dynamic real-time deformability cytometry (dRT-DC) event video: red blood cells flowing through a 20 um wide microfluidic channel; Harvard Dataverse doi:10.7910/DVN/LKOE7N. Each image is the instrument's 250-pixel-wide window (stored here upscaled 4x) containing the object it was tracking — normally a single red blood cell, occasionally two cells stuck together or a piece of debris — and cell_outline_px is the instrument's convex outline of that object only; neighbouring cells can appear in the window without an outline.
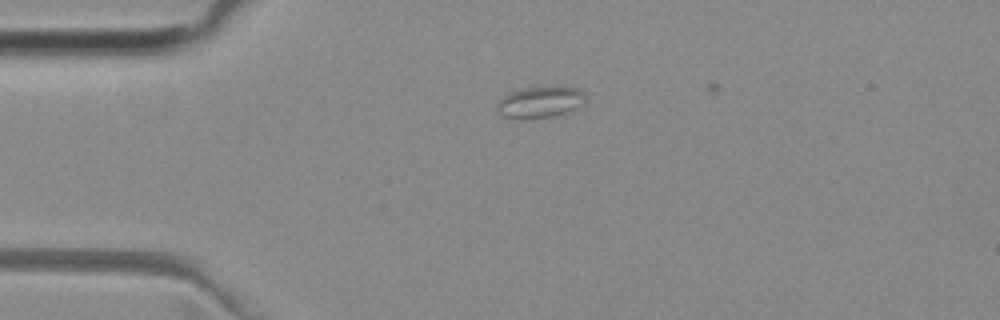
{"species": "common noctule bat (a hibernating species)", "species_latin": "Nyctalus noctula", "temperature_condition": "room temperature", "stored_images_in_passage": 46, "camera_frame_rate_fps": 3000, "um_per_image_px": 0.085, "animal": {"sex": "female", "body_mass_g": 29.2, "forearm_length_mm": 56.3}, "frame": {"image": 1, "passage_image": 6, "time_ms": 1.667, "image_size_px": [1000, 320], "cell_outline_px": [[584, 104], [576, 108], [552, 116], [504, 116], [500, 112], [496, 104], [508, 92], [520, 88], [576, 88], [584, 92]], "centroid_in_image_um": [45.92, 8.64], "position_along_channel_um": 39.1, "area_um2": 15.09}}
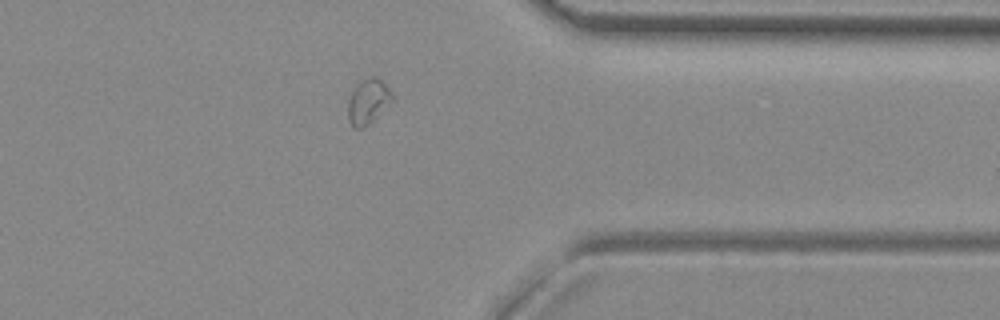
{"frame": {"image": 2, "passage_image": 35, "time_ms": 11.333, "image_size_px": [1000, 320], "cell_outline_px": [[392, 100], [364, 128], [352, 128], [348, 120], [348, 100], [356, 84], [360, 80], [368, 76], [372, 76], [380, 80], [388, 88], [392, 96]], "centroid_in_image_um": [31.22, 8.63], "position_along_channel_um": 380.2, "area_um2": 11.33}}
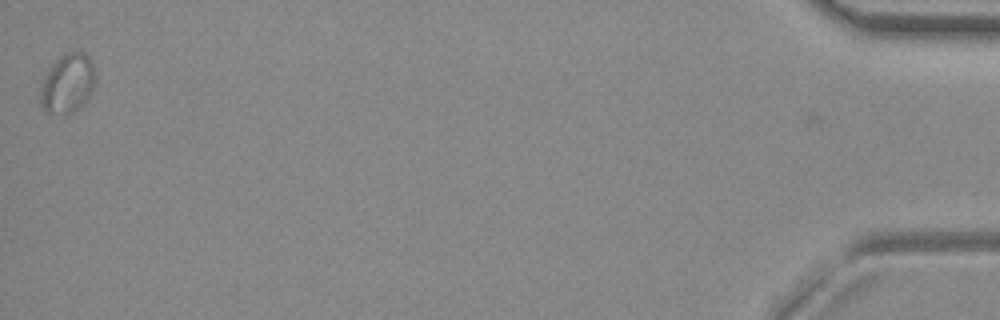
{"frame": {"image": 3, "passage_image": 46, "time_ms": 15.0, "image_size_px": [1000, 320], "cell_outline_px": [[96, 76], [92, 88], [84, 100], [72, 112], [44, 112], [40, 104], [40, 88], [44, 76], [52, 64], [60, 56], [68, 52], [80, 52], [88, 56], [92, 64]], "centroid_in_image_um": [5.7, 7.06], "position_along_channel_um": 429.5, "area_um2": 18.38}}